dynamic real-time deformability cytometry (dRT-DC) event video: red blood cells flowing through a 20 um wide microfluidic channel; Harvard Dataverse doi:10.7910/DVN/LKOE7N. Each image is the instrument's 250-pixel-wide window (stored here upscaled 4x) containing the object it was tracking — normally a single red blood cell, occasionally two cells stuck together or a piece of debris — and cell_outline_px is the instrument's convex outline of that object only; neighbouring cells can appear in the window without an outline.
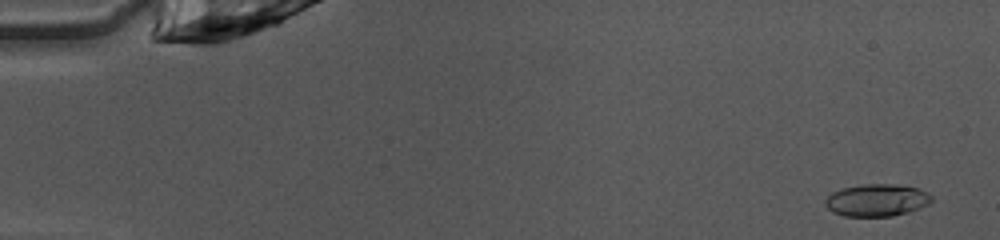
{"species": "common noctule bat (a hibernating species)", "species_latin": "Nyctalus noctula", "temperature_condition": "warm", "stored_images_in_passage": 7, "camera_frame_rate_fps": 3000, "um_per_image_px": 0.085, "animal": {"sex": "female", "body_mass_g": 10.0, "forearm_length_mm": 53.1}, "frame": {"image": 1, "passage_image": 3, "time_ms": 0.667, "image_size_px": [1000, 240], "cell_outline_px": [[932, 200], [928, 204], [920, 208], [908, 212], [892, 216], [844, 216], [832, 212], [824, 204], [824, 200], [832, 192], [844, 188], [864, 184], [892, 184], [920, 188], [928, 192], [932, 196]], "centroid_in_image_um": [74.54, 17.01], "position_along_channel_um": 10.5, "area_um2": 20.06}}